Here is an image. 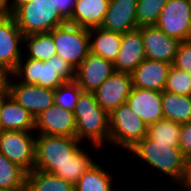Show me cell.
<instances>
[{
	"instance_id": "obj_1",
	"label": "cell",
	"mask_w": 191,
	"mask_h": 191,
	"mask_svg": "<svg viewBox=\"0 0 191 191\" xmlns=\"http://www.w3.org/2000/svg\"><path fill=\"white\" fill-rule=\"evenodd\" d=\"M127 153H132L140 162L146 164L147 172H159L168 184H185L189 173V160L183 155L179 147L171 143H156L147 135ZM148 166V167H147ZM166 175V176H165Z\"/></svg>"
},
{
	"instance_id": "obj_6",
	"label": "cell",
	"mask_w": 191,
	"mask_h": 191,
	"mask_svg": "<svg viewBox=\"0 0 191 191\" xmlns=\"http://www.w3.org/2000/svg\"><path fill=\"white\" fill-rule=\"evenodd\" d=\"M147 129L142 118L122 104L109 113V146L127 152L147 135Z\"/></svg>"
},
{
	"instance_id": "obj_34",
	"label": "cell",
	"mask_w": 191,
	"mask_h": 191,
	"mask_svg": "<svg viewBox=\"0 0 191 191\" xmlns=\"http://www.w3.org/2000/svg\"><path fill=\"white\" fill-rule=\"evenodd\" d=\"M180 149L183 155L190 161L191 160V121L181 124Z\"/></svg>"
},
{
	"instance_id": "obj_37",
	"label": "cell",
	"mask_w": 191,
	"mask_h": 191,
	"mask_svg": "<svg viewBox=\"0 0 191 191\" xmlns=\"http://www.w3.org/2000/svg\"><path fill=\"white\" fill-rule=\"evenodd\" d=\"M13 15L11 0H0V17Z\"/></svg>"
},
{
	"instance_id": "obj_20",
	"label": "cell",
	"mask_w": 191,
	"mask_h": 191,
	"mask_svg": "<svg viewBox=\"0 0 191 191\" xmlns=\"http://www.w3.org/2000/svg\"><path fill=\"white\" fill-rule=\"evenodd\" d=\"M0 130L35 131V118L8 94L0 98Z\"/></svg>"
},
{
	"instance_id": "obj_36",
	"label": "cell",
	"mask_w": 191,
	"mask_h": 191,
	"mask_svg": "<svg viewBox=\"0 0 191 191\" xmlns=\"http://www.w3.org/2000/svg\"><path fill=\"white\" fill-rule=\"evenodd\" d=\"M11 76L12 73L0 65V98L8 95Z\"/></svg>"
},
{
	"instance_id": "obj_31",
	"label": "cell",
	"mask_w": 191,
	"mask_h": 191,
	"mask_svg": "<svg viewBox=\"0 0 191 191\" xmlns=\"http://www.w3.org/2000/svg\"><path fill=\"white\" fill-rule=\"evenodd\" d=\"M83 90L75 81L65 82L55 89V104L61 109L74 111Z\"/></svg>"
},
{
	"instance_id": "obj_40",
	"label": "cell",
	"mask_w": 191,
	"mask_h": 191,
	"mask_svg": "<svg viewBox=\"0 0 191 191\" xmlns=\"http://www.w3.org/2000/svg\"><path fill=\"white\" fill-rule=\"evenodd\" d=\"M171 187H174V188L176 187V188H175L176 190L174 189V191H179V190H180V191H189L188 188H187V186H186L185 184H180V185H179V184H178V185L176 184V185H172ZM177 188H178V190H177ZM161 191H162V190H161ZM168 191H170V190H169V187H168Z\"/></svg>"
},
{
	"instance_id": "obj_3",
	"label": "cell",
	"mask_w": 191,
	"mask_h": 191,
	"mask_svg": "<svg viewBox=\"0 0 191 191\" xmlns=\"http://www.w3.org/2000/svg\"><path fill=\"white\" fill-rule=\"evenodd\" d=\"M12 75L24 84L55 90L65 82L75 80V69L57 54L47 61L23 56Z\"/></svg>"
},
{
	"instance_id": "obj_17",
	"label": "cell",
	"mask_w": 191,
	"mask_h": 191,
	"mask_svg": "<svg viewBox=\"0 0 191 191\" xmlns=\"http://www.w3.org/2000/svg\"><path fill=\"white\" fill-rule=\"evenodd\" d=\"M126 103L147 126L164 118L162 92L133 87Z\"/></svg>"
},
{
	"instance_id": "obj_30",
	"label": "cell",
	"mask_w": 191,
	"mask_h": 191,
	"mask_svg": "<svg viewBox=\"0 0 191 191\" xmlns=\"http://www.w3.org/2000/svg\"><path fill=\"white\" fill-rule=\"evenodd\" d=\"M169 0H138L136 16L138 27L156 25L163 7Z\"/></svg>"
},
{
	"instance_id": "obj_35",
	"label": "cell",
	"mask_w": 191,
	"mask_h": 191,
	"mask_svg": "<svg viewBox=\"0 0 191 191\" xmlns=\"http://www.w3.org/2000/svg\"><path fill=\"white\" fill-rule=\"evenodd\" d=\"M75 2L76 0H54L55 7L66 21L72 17Z\"/></svg>"
},
{
	"instance_id": "obj_18",
	"label": "cell",
	"mask_w": 191,
	"mask_h": 191,
	"mask_svg": "<svg viewBox=\"0 0 191 191\" xmlns=\"http://www.w3.org/2000/svg\"><path fill=\"white\" fill-rule=\"evenodd\" d=\"M145 59L141 31L135 29L124 33L117 59L114 62L115 71L131 74Z\"/></svg>"
},
{
	"instance_id": "obj_26",
	"label": "cell",
	"mask_w": 191,
	"mask_h": 191,
	"mask_svg": "<svg viewBox=\"0 0 191 191\" xmlns=\"http://www.w3.org/2000/svg\"><path fill=\"white\" fill-rule=\"evenodd\" d=\"M162 111L165 119L180 124L191 121V96L163 91Z\"/></svg>"
},
{
	"instance_id": "obj_13",
	"label": "cell",
	"mask_w": 191,
	"mask_h": 191,
	"mask_svg": "<svg viewBox=\"0 0 191 191\" xmlns=\"http://www.w3.org/2000/svg\"><path fill=\"white\" fill-rule=\"evenodd\" d=\"M142 34L145 56L151 60L174 63L180 40L167 36L156 25L138 28Z\"/></svg>"
},
{
	"instance_id": "obj_28",
	"label": "cell",
	"mask_w": 191,
	"mask_h": 191,
	"mask_svg": "<svg viewBox=\"0 0 191 191\" xmlns=\"http://www.w3.org/2000/svg\"><path fill=\"white\" fill-rule=\"evenodd\" d=\"M27 172L0 152V188L25 190Z\"/></svg>"
},
{
	"instance_id": "obj_5",
	"label": "cell",
	"mask_w": 191,
	"mask_h": 191,
	"mask_svg": "<svg viewBox=\"0 0 191 191\" xmlns=\"http://www.w3.org/2000/svg\"><path fill=\"white\" fill-rule=\"evenodd\" d=\"M82 146L77 137L36 134L34 169L52 173L65 165Z\"/></svg>"
},
{
	"instance_id": "obj_27",
	"label": "cell",
	"mask_w": 191,
	"mask_h": 191,
	"mask_svg": "<svg viewBox=\"0 0 191 191\" xmlns=\"http://www.w3.org/2000/svg\"><path fill=\"white\" fill-rule=\"evenodd\" d=\"M25 191H74V185L52 173L33 169L26 175Z\"/></svg>"
},
{
	"instance_id": "obj_24",
	"label": "cell",
	"mask_w": 191,
	"mask_h": 191,
	"mask_svg": "<svg viewBox=\"0 0 191 191\" xmlns=\"http://www.w3.org/2000/svg\"><path fill=\"white\" fill-rule=\"evenodd\" d=\"M85 147L84 144V146L71 156L65 165L57 167L52 174L75 185L78 179L97 161L95 157L93 158L91 149L89 152Z\"/></svg>"
},
{
	"instance_id": "obj_4",
	"label": "cell",
	"mask_w": 191,
	"mask_h": 191,
	"mask_svg": "<svg viewBox=\"0 0 191 191\" xmlns=\"http://www.w3.org/2000/svg\"><path fill=\"white\" fill-rule=\"evenodd\" d=\"M13 16L24 36L50 32L67 23L54 0H31L20 5Z\"/></svg>"
},
{
	"instance_id": "obj_16",
	"label": "cell",
	"mask_w": 191,
	"mask_h": 191,
	"mask_svg": "<svg viewBox=\"0 0 191 191\" xmlns=\"http://www.w3.org/2000/svg\"><path fill=\"white\" fill-rule=\"evenodd\" d=\"M137 4L138 0H110L101 28L120 34L138 29Z\"/></svg>"
},
{
	"instance_id": "obj_9",
	"label": "cell",
	"mask_w": 191,
	"mask_h": 191,
	"mask_svg": "<svg viewBox=\"0 0 191 191\" xmlns=\"http://www.w3.org/2000/svg\"><path fill=\"white\" fill-rule=\"evenodd\" d=\"M156 26L167 36L180 41L191 39V0H169L163 7Z\"/></svg>"
},
{
	"instance_id": "obj_32",
	"label": "cell",
	"mask_w": 191,
	"mask_h": 191,
	"mask_svg": "<svg viewBox=\"0 0 191 191\" xmlns=\"http://www.w3.org/2000/svg\"><path fill=\"white\" fill-rule=\"evenodd\" d=\"M164 91L191 96V75L172 65L168 72Z\"/></svg>"
},
{
	"instance_id": "obj_2",
	"label": "cell",
	"mask_w": 191,
	"mask_h": 191,
	"mask_svg": "<svg viewBox=\"0 0 191 191\" xmlns=\"http://www.w3.org/2000/svg\"><path fill=\"white\" fill-rule=\"evenodd\" d=\"M73 114L76 137L80 142L86 143L87 149L99 152L104 150L107 143L109 146V113L98 104L94 93L82 92Z\"/></svg>"
},
{
	"instance_id": "obj_15",
	"label": "cell",
	"mask_w": 191,
	"mask_h": 191,
	"mask_svg": "<svg viewBox=\"0 0 191 191\" xmlns=\"http://www.w3.org/2000/svg\"><path fill=\"white\" fill-rule=\"evenodd\" d=\"M36 134L76 137V122L72 111L56 104L49 106L35 117Z\"/></svg>"
},
{
	"instance_id": "obj_39",
	"label": "cell",
	"mask_w": 191,
	"mask_h": 191,
	"mask_svg": "<svg viewBox=\"0 0 191 191\" xmlns=\"http://www.w3.org/2000/svg\"><path fill=\"white\" fill-rule=\"evenodd\" d=\"M185 185L187 186L188 190L191 191V160L189 161V173Z\"/></svg>"
},
{
	"instance_id": "obj_21",
	"label": "cell",
	"mask_w": 191,
	"mask_h": 191,
	"mask_svg": "<svg viewBox=\"0 0 191 191\" xmlns=\"http://www.w3.org/2000/svg\"><path fill=\"white\" fill-rule=\"evenodd\" d=\"M110 0H76L72 17L67 23L82 28L101 27Z\"/></svg>"
},
{
	"instance_id": "obj_12",
	"label": "cell",
	"mask_w": 191,
	"mask_h": 191,
	"mask_svg": "<svg viewBox=\"0 0 191 191\" xmlns=\"http://www.w3.org/2000/svg\"><path fill=\"white\" fill-rule=\"evenodd\" d=\"M133 88L132 75L115 71L94 92L98 104L108 113L125 104Z\"/></svg>"
},
{
	"instance_id": "obj_38",
	"label": "cell",
	"mask_w": 191,
	"mask_h": 191,
	"mask_svg": "<svg viewBox=\"0 0 191 191\" xmlns=\"http://www.w3.org/2000/svg\"><path fill=\"white\" fill-rule=\"evenodd\" d=\"M31 0H11L12 10L13 12L22 4L29 2Z\"/></svg>"
},
{
	"instance_id": "obj_8",
	"label": "cell",
	"mask_w": 191,
	"mask_h": 191,
	"mask_svg": "<svg viewBox=\"0 0 191 191\" xmlns=\"http://www.w3.org/2000/svg\"><path fill=\"white\" fill-rule=\"evenodd\" d=\"M36 133L0 130V152L27 173L35 166Z\"/></svg>"
},
{
	"instance_id": "obj_33",
	"label": "cell",
	"mask_w": 191,
	"mask_h": 191,
	"mask_svg": "<svg viewBox=\"0 0 191 191\" xmlns=\"http://www.w3.org/2000/svg\"><path fill=\"white\" fill-rule=\"evenodd\" d=\"M172 65L191 75V39L180 42Z\"/></svg>"
},
{
	"instance_id": "obj_22",
	"label": "cell",
	"mask_w": 191,
	"mask_h": 191,
	"mask_svg": "<svg viewBox=\"0 0 191 191\" xmlns=\"http://www.w3.org/2000/svg\"><path fill=\"white\" fill-rule=\"evenodd\" d=\"M107 157V153L100 154L101 158L96 161L74 185V191H115L113 184L115 183V175L109 172L106 167H102V161ZM98 162V163H97ZM114 177V178H113Z\"/></svg>"
},
{
	"instance_id": "obj_10",
	"label": "cell",
	"mask_w": 191,
	"mask_h": 191,
	"mask_svg": "<svg viewBox=\"0 0 191 191\" xmlns=\"http://www.w3.org/2000/svg\"><path fill=\"white\" fill-rule=\"evenodd\" d=\"M8 94L35 118L49 106L55 104V90L38 85L19 82L10 78Z\"/></svg>"
},
{
	"instance_id": "obj_7",
	"label": "cell",
	"mask_w": 191,
	"mask_h": 191,
	"mask_svg": "<svg viewBox=\"0 0 191 191\" xmlns=\"http://www.w3.org/2000/svg\"><path fill=\"white\" fill-rule=\"evenodd\" d=\"M58 56L76 69L90 53L89 29L66 23L52 30Z\"/></svg>"
},
{
	"instance_id": "obj_23",
	"label": "cell",
	"mask_w": 191,
	"mask_h": 191,
	"mask_svg": "<svg viewBox=\"0 0 191 191\" xmlns=\"http://www.w3.org/2000/svg\"><path fill=\"white\" fill-rule=\"evenodd\" d=\"M123 34L105 30L101 27L89 29V46L92 54L112 61L117 59Z\"/></svg>"
},
{
	"instance_id": "obj_14",
	"label": "cell",
	"mask_w": 191,
	"mask_h": 191,
	"mask_svg": "<svg viewBox=\"0 0 191 191\" xmlns=\"http://www.w3.org/2000/svg\"><path fill=\"white\" fill-rule=\"evenodd\" d=\"M115 72L114 63L91 52L75 69V82L83 92L94 93Z\"/></svg>"
},
{
	"instance_id": "obj_25",
	"label": "cell",
	"mask_w": 191,
	"mask_h": 191,
	"mask_svg": "<svg viewBox=\"0 0 191 191\" xmlns=\"http://www.w3.org/2000/svg\"><path fill=\"white\" fill-rule=\"evenodd\" d=\"M23 48V56L40 61H47L57 54L52 31L24 36Z\"/></svg>"
},
{
	"instance_id": "obj_11",
	"label": "cell",
	"mask_w": 191,
	"mask_h": 191,
	"mask_svg": "<svg viewBox=\"0 0 191 191\" xmlns=\"http://www.w3.org/2000/svg\"><path fill=\"white\" fill-rule=\"evenodd\" d=\"M23 37L13 15L0 17V65L11 73L23 57Z\"/></svg>"
},
{
	"instance_id": "obj_41",
	"label": "cell",
	"mask_w": 191,
	"mask_h": 191,
	"mask_svg": "<svg viewBox=\"0 0 191 191\" xmlns=\"http://www.w3.org/2000/svg\"><path fill=\"white\" fill-rule=\"evenodd\" d=\"M0 191H25V190H12V189H2V188H0Z\"/></svg>"
},
{
	"instance_id": "obj_19",
	"label": "cell",
	"mask_w": 191,
	"mask_h": 191,
	"mask_svg": "<svg viewBox=\"0 0 191 191\" xmlns=\"http://www.w3.org/2000/svg\"><path fill=\"white\" fill-rule=\"evenodd\" d=\"M172 64L146 58L131 73L133 87L163 92Z\"/></svg>"
},
{
	"instance_id": "obj_29",
	"label": "cell",
	"mask_w": 191,
	"mask_h": 191,
	"mask_svg": "<svg viewBox=\"0 0 191 191\" xmlns=\"http://www.w3.org/2000/svg\"><path fill=\"white\" fill-rule=\"evenodd\" d=\"M180 131V123L163 118L148 126L147 136L156 143H171L173 147H180Z\"/></svg>"
}]
</instances>
